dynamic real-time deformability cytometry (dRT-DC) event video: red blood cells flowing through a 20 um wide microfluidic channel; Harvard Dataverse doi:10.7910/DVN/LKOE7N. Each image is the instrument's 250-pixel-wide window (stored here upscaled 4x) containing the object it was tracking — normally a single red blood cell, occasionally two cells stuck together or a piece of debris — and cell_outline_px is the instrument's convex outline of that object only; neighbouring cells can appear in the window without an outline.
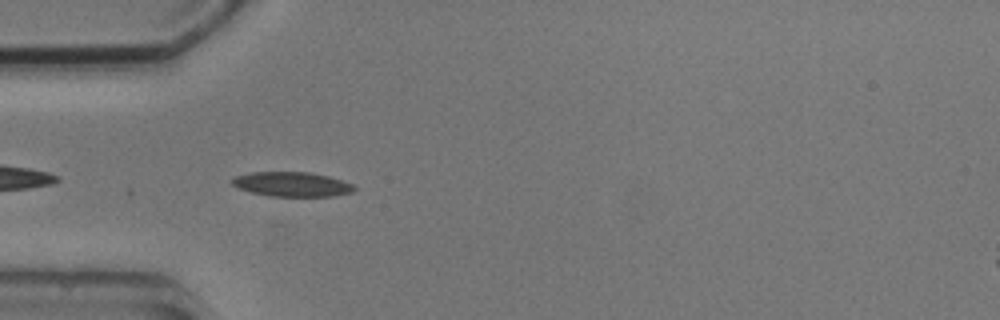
{"species": "common noctule bat (a hibernating species)", "species_latin": "Nyctalus noctula", "temperature_condition": "cold", "stored_images_in_passage": 3, "camera_frame_rate_fps": 3000, "um_per_image_px": 0.085, "animal": {"sex": "male", "body_mass_g": 20.5, "forearm_length_mm": 52.5}, "frame": {"image": 1, "passage_image": 2, "time_ms": 1.333, "image_size_px": [1000, 320], "cell_outline_px": [[356, 188], [352, 192], [332, 196], [268, 196], [236, 188], [232, 184], [232, 176], [252, 172], [308, 172], [328, 176], [352, 184]], "centroid_in_image_um": [24.76, 15.66], "position_along_channel_um": 60.2, "area_um2": 17.46}}